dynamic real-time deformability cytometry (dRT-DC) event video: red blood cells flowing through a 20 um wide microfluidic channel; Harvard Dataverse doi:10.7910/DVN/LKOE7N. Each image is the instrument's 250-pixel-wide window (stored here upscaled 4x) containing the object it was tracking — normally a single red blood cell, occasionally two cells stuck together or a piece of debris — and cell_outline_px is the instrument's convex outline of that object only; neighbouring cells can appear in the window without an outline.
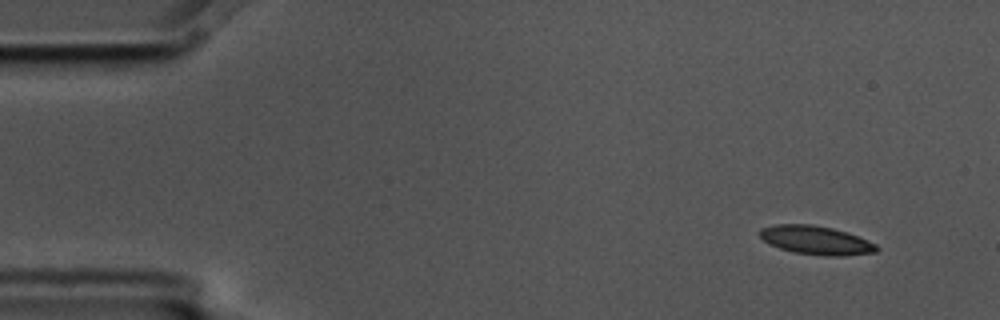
{"species": "common noctule bat (a hibernating species)", "species_latin": "Nyctalus noctula", "temperature_condition": "cold", "stored_images_in_passage": 4, "camera_frame_rate_fps": 3000, "um_per_image_px": 0.085, "animal": {"sex": "male", "body_mass_g": 17.5, "forearm_length_mm": 52.3}, "frame": {"image": 1, "passage_image": 1, "time_ms": 0.0, "image_size_px": [1000, 320], "cell_outline_px": [[880, 248], [876, 252], [840, 256], [824, 256], [796, 252], [780, 248], [764, 240], [760, 236], [760, 228], [776, 224], [812, 224], [832, 228], [848, 232], [868, 240], [876, 244]], "centroid_in_image_um": [69.4, 20.41], "position_along_channel_um": 15.6, "area_um2": 19.42}}
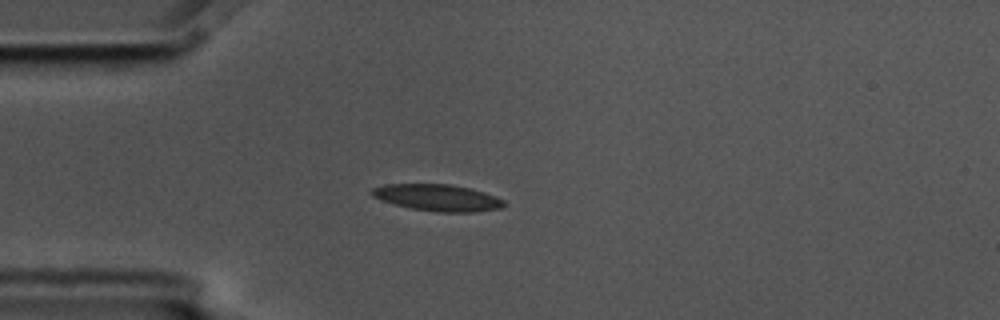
{"frame": {"image": 2, "passage_image": 4, "time_ms": 1.0, "image_size_px": [1000, 320], "cell_outline_px": [[508, 204], [504, 208], [476, 212], [436, 212], [412, 208], [380, 200], [372, 196], [368, 192], [372, 188], [384, 184], [452, 184], [484, 192], [496, 196], [504, 200]], "centroid_in_image_um": [37.22, 16.8], "position_along_channel_um": 47.8, "area_um2": 20.75}}